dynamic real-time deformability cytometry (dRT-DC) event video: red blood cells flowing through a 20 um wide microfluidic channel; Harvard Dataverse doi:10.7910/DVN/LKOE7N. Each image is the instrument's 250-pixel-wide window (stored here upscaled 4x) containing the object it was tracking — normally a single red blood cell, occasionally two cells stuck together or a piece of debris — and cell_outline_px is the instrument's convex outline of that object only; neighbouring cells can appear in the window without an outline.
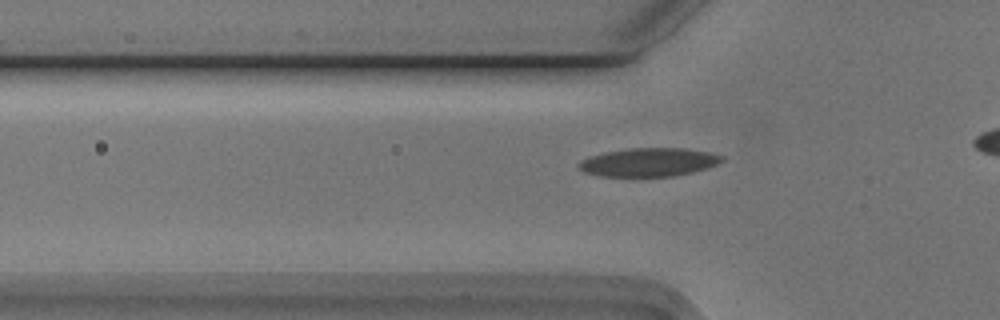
{"species": "Egyptian fruit bat (a non-hibernating species)", "species_latin": "Rousettus aegyptiacus", "temperature_condition": "cold", "stored_images_in_passage": 17, "camera_frame_rate_fps": 3000, "um_per_image_px": 0.085, "animal": {"sex": "male"}, "frame": {"image": 1, "passage_image": 4, "time_ms": 1.0, "image_size_px": [1000, 320], "cell_outline_px": [[724, 160], [708, 168], [692, 172], [672, 176], [596, 176], [584, 172], [576, 164], [580, 160], [588, 156], [604, 152], [632, 148], [684, 148], [708, 152], [724, 156]], "centroid_in_image_um": [55.11, 13.78], "position_along_channel_um": 70.7, "area_um2": 23.81}}
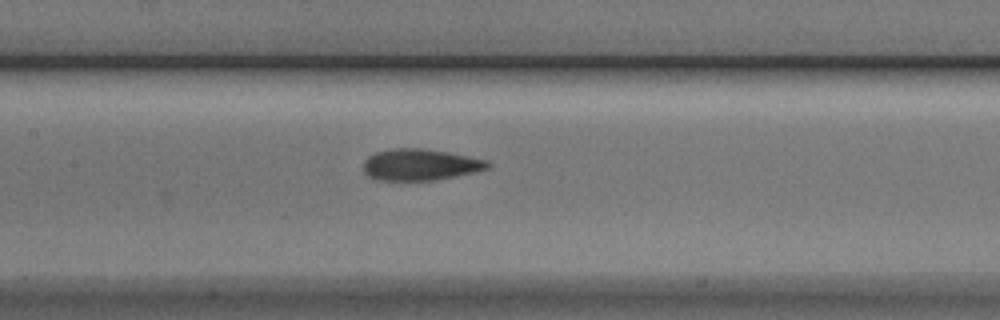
{"frame": {"image": 2, "passage_image": 12, "time_ms": 3.667, "image_size_px": [1000, 320], "cell_outline_px": [[492, 164], [488, 168], [456, 176], [436, 180], [372, 180], [364, 172], [364, 160], [368, 156], [376, 152], [392, 148], [424, 148], [448, 152], [488, 160]], "centroid_in_image_um": [35.69, 13.99], "position_along_channel_um": 171.7, "area_um2": 22.89}}
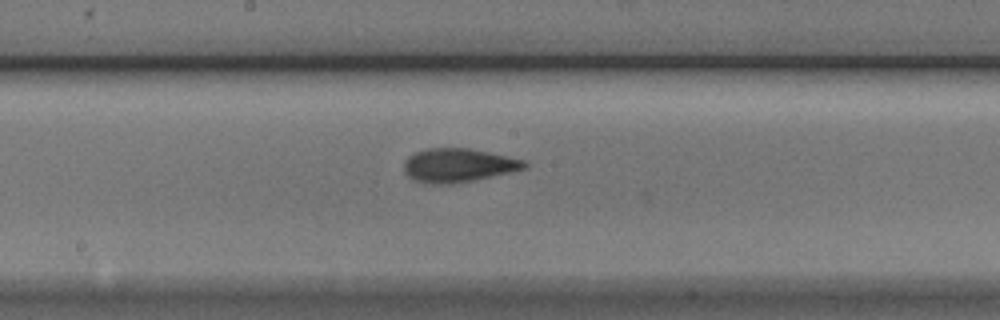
{"frame": {"image": 3, "passage_image": 15, "time_ms": 4.667, "image_size_px": [1000, 320], "cell_outline_px": [[528, 164], [524, 168], [508, 172], [472, 180], [452, 184], [432, 184], [412, 180], [404, 172], [404, 160], [408, 156], [416, 152], [428, 148], [468, 148], [488, 152], [524, 160]], "centroid_in_image_um": [38.88, 14.05], "position_along_channel_um": 209.3, "area_um2": 23.41}}